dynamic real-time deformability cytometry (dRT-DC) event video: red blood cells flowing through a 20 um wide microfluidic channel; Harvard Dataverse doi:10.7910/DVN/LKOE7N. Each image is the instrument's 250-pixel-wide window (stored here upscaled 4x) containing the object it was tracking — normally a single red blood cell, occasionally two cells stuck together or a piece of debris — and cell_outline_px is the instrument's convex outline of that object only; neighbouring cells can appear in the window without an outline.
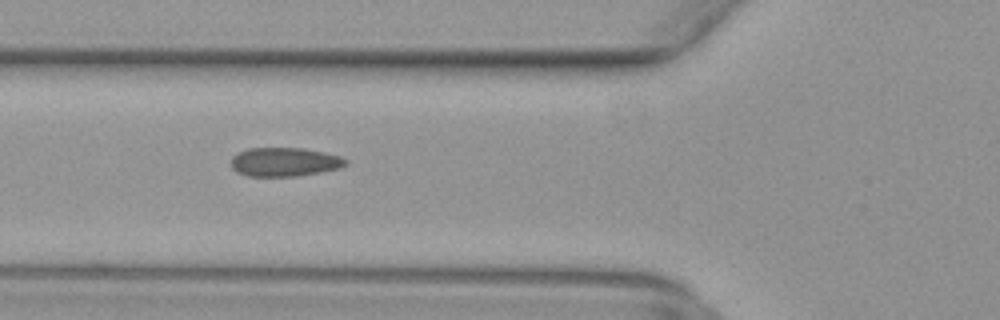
{"species": "common noctule bat (a hibernating species)", "species_latin": "Nyctalus noctula", "temperature_condition": "warm", "stored_images_in_passage": 30, "camera_frame_rate_fps": 3000, "um_per_image_px": 0.085, "animal": {"sex": "female", "body_mass_g": 29.2, "forearm_length_mm": 56.3}, "frame": {"image": 1, "passage_image": 4, "time_ms": 1.0, "image_size_px": [1000, 320], "cell_outline_px": [[348, 164], [340, 168], [320, 172], [296, 176], [248, 176], [236, 172], [232, 168], [232, 156], [236, 152], [248, 148], [304, 148], [324, 152], [340, 156], [348, 160]], "centroid_in_image_um": [24.18, 13.76], "position_along_channel_um": 101.6, "area_um2": 19.42}}
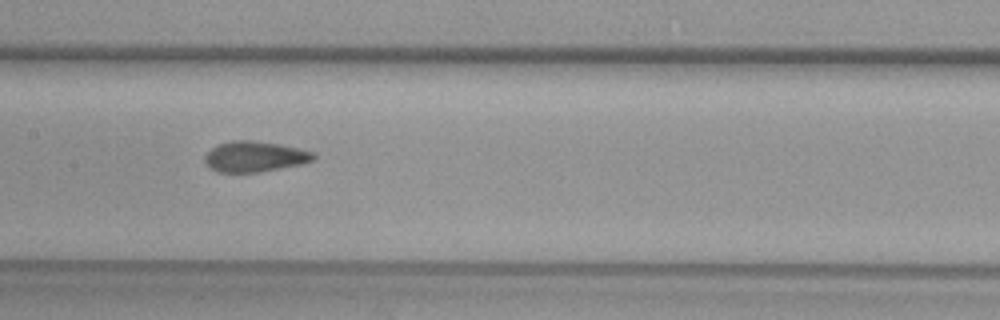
{"frame": {"image": 2, "passage_image": 10, "time_ms": 3.0, "image_size_px": [1000, 320], "cell_outline_px": [[316, 156], [312, 160], [300, 164], [260, 172], [216, 172], [204, 160], [204, 156], [212, 148], [220, 144], [232, 140], [252, 140], [276, 144], [296, 148], [312, 152]], "centroid_in_image_um": [21.62, 13.31], "position_along_channel_um": 185.8, "area_um2": 18.96}}
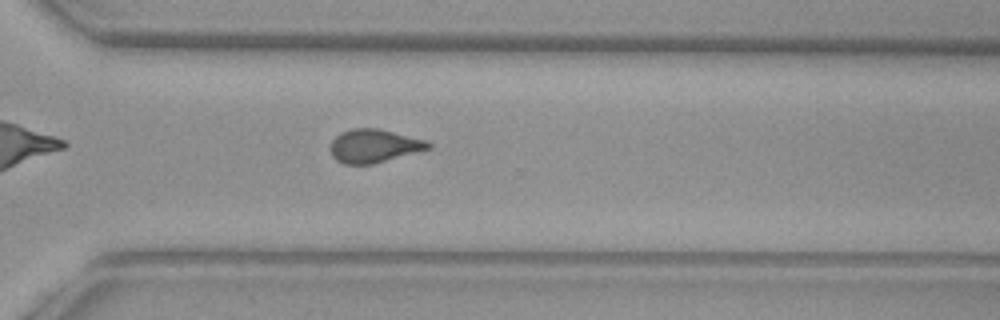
{"frame": {"image": 3, "passage_image": 21, "time_ms": 6.667, "image_size_px": [1000, 320], "cell_outline_px": [[432, 148], [372, 164], [344, 164], [336, 160], [332, 156], [328, 148], [332, 140], [340, 132], [352, 128], [380, 128], [428, 140], [432, 144]], "centroid_in_image_um": [31.78, 12.39], "position_along_channel_um": 338.8, "area_um2": 19.36}}